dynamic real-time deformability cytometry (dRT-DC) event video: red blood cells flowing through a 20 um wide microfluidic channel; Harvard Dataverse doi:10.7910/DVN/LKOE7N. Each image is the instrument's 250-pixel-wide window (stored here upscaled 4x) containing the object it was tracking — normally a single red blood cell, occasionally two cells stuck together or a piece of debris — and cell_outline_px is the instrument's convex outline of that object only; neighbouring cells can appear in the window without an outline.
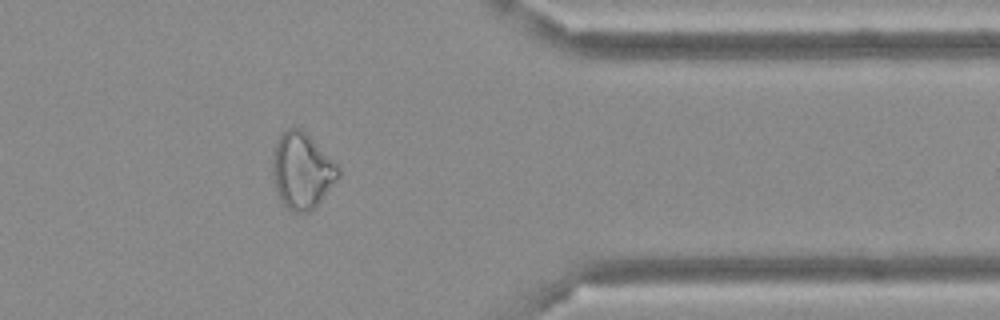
{"species": "Egyptian fruit bat (a non-hibernating species)", "species_latin": "Rousettus aegyptiacus", "temperature_condition": "cold", "stored_images_in_passage": 34, "camera_frame_rate_fps": 3000, "um_per_image_px": 0.085, "frame": {"image": 1, "passage_image": 25, "time_ms": 8.0, "image_size_px": [1000, 320], "cell_outline_px": [[340, 176], [320, 200], [308, 212], [292, 212], [280, 200], [276, 188], [272, 172], [272, 152], [280, 136], [288, 128], [300, 128], [340, 168]], "centroid_in_image_um": [25.64, 14.52], "position_along_channel_um": 385.8, "area_um2": 28.38}}